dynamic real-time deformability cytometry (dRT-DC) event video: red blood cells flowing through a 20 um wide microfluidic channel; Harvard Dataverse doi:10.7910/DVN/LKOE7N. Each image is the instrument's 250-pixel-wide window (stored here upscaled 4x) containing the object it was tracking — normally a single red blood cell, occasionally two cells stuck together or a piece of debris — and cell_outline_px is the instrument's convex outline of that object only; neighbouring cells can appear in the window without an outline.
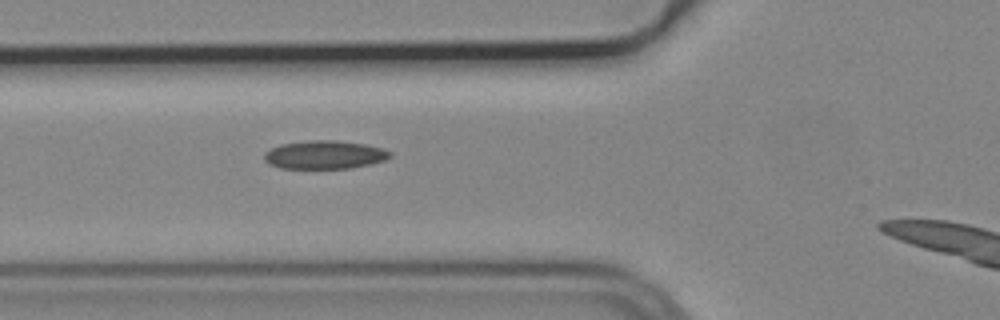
{"species": "common noctule bat (a hibernating species)", "species_latin": "Nyctalus noctula", "temperature_condition": "cold", "stored_images_in_passage": 5, "camera_frame_rate_fps": 3000, "um_per_image_px": 0.085, "animal": {"sex": "male", "body_mass_g": 19.2, "forearm_length_mm": 51.8}, "frame": {"image": 1, "passage_image": 5, "time_ms": 1.333, "image_size_px": [1000, 320], "cell_outline_px": [[392, 156], [384, 160], [352, 168], [280, 168], [268, 164], [264, 160], [264, 152], [280, 144], [308, 140], [336, 140], [364, 144], [384, 148], [392, 152]], "centroid_in_image_um": [27.58, 13.15], "position_along_channel_um": 98.2, "area_um2": 20.87}}